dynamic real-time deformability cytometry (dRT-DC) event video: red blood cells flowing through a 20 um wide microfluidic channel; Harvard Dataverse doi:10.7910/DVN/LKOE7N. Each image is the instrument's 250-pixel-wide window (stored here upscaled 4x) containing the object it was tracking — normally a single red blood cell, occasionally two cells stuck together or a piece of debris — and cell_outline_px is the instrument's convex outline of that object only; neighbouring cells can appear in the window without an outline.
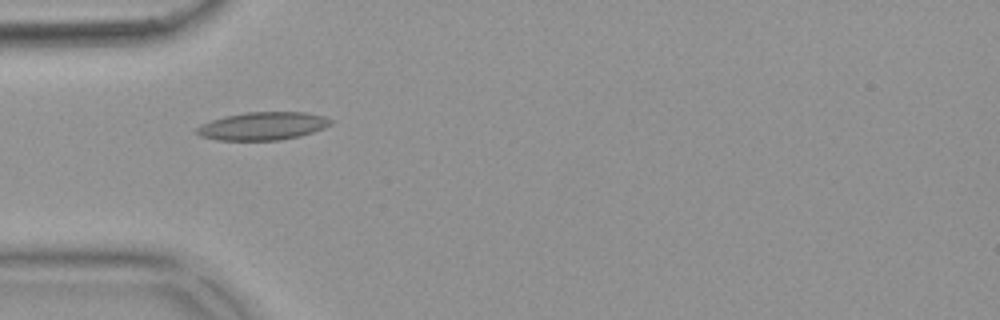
{"species": "common noctule bat (a hibernating species)", "species_latin": "Nyctalus noctula", "temperature_condition": "warm", "stored_images_in_passage": 39, "camera_frame_rate_fps": 3000, "um_per_image_px": 0.085, "animal": {"sex": "female", "body_mass_g": 18.4}, "frame": {"image": 1, "passage_image": 1, "time_ms": 0.0, "image_size_px": [1000, 320], "cell_outline_px": [[332, 124], [324, 128], [300, 136], [280, 140], [216, 140], [200, 136], [196, 132], [196, 128], [200, 124], [224, 116], [244, 112], [308, 112], [324, 116], [332, 120]], "centroid_in_image_um": [22.33, 10.71], "position_along_channel_um": 62.7, "area_um2": 21.96}}
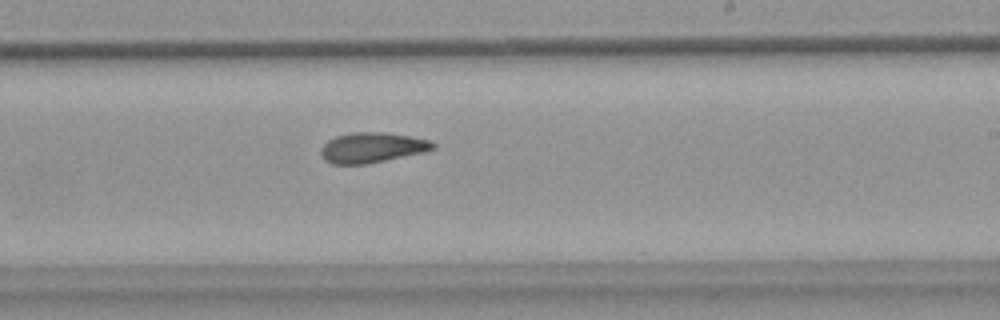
{"frame": {"image": 2, "passage_image": 17, "time_ms": 5.333, "image_size_px": [1000, 320], "cell_outline_px": [[436, 148], [424, 152], [368, 164], [332, 164], [324, 160], [320, 152], [320, 148], [328, 140], [336, 136], [352, 132], [384, 132], [408, 136], [428, 140], [436, 144]], "centroid_in_image_um": [31.6, 12.55], "position_along_channel_um": 257.4, "area_um2": 19.77}}
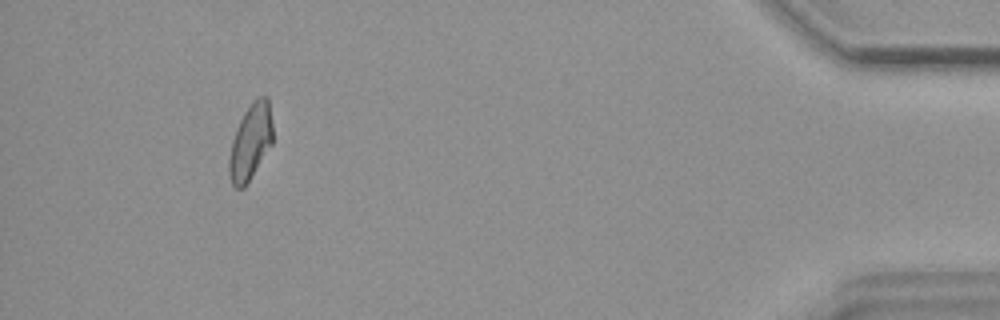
{"frame": {"image": 3, "passage_image": 35, "time_ms": 11.333, "image_size_px": [1000, 320], "cell_outline_px": [[272, 144], [244, 188], [236, 188], [232, 184], [228, 172], [228, 160], [232, 140], [236, 128], [244, 112], [252, 100], [256, 96], [268, 96], [272, 124]], "centroid_in_image_um": [21.28, 12.04], "position_along_channel_um": 413.9, "area_um2": 19.36}, "authors_computed_cell_mechanics": {"area_um2": 19.652, "velocity_mm_per_s": 3.6855, "shape_relaxation_time_tau1_ms": 10.9809, "shape_relaxation_time_tau2_ms": 4.7646, "deformation_change_tau1": 0.2217, "deformation_change_tau2": 0.128}}